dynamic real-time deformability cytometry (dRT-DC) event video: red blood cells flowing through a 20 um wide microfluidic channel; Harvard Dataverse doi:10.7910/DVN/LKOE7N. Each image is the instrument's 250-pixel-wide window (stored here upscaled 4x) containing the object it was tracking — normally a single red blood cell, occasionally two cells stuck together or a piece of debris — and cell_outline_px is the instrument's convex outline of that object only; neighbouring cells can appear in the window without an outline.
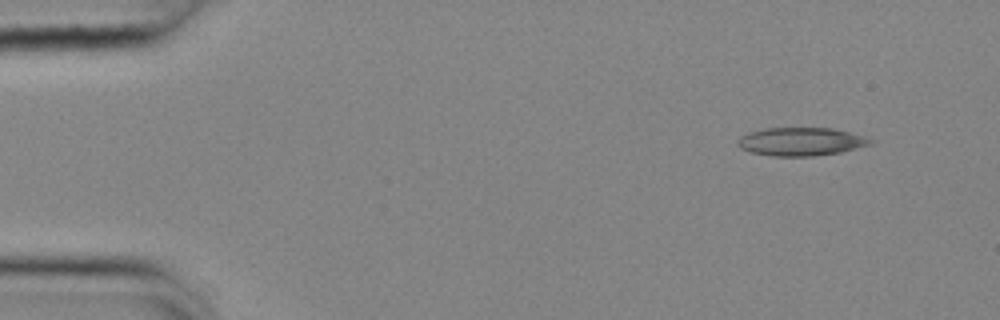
{"species": "common noctule bat (a hibernating species)", "species_latin": "Nyctalus noctula", "temperature_condition": "cold", "stored_images_in_passage": 43, "camera_frame_rate_fps": 3000, "um_per_image_px": 0.085, "animal": {"sex": "female", "body_mass_g": 25.1}, "frame": {"image": 1, "passage_image": 1, "time_ms": 0.0, "image_size_px": [1000, 320], "cell_outline_px": [[876, 140], [872, 144], [840, 152], [812, 156], [772, 156], [748, 152], [740, 148], [736, 144], [736, 140], [740, 136], [748, 132], [764, 128], [832, 128], [864, 136]], "centroid_in_image_um": [68.04, 12.04], "position_along_channel_um": 17.0, "area_um2": 22.02}}
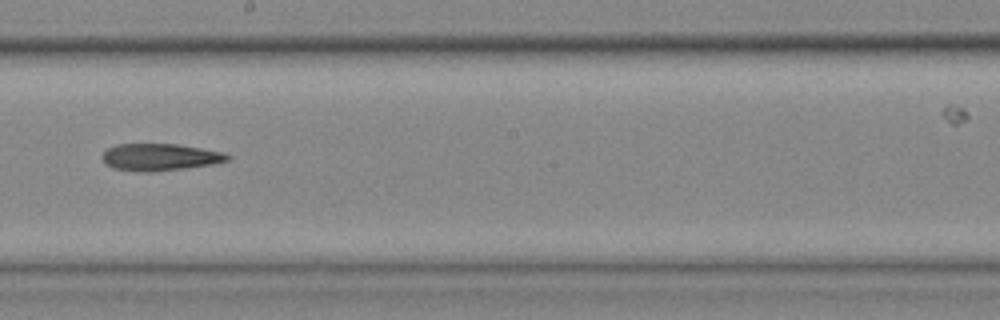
{"frame": {"image": 2, "passage_image": 27, "time_ms": 8.667, "image_size_px": [1000, 320], "cell_outline_px": [[232, 156], [228, 160], [212, 164], [184, 168], [152, 172], [144, 172], [112, 168], [100, 156], [108, 148], [120, 144], [176, 144], [224, 152]], "centroid_in_image_um": [13.61, 13.35], "position_along_channel_um": 234.6, "area_um2": 19.54}}
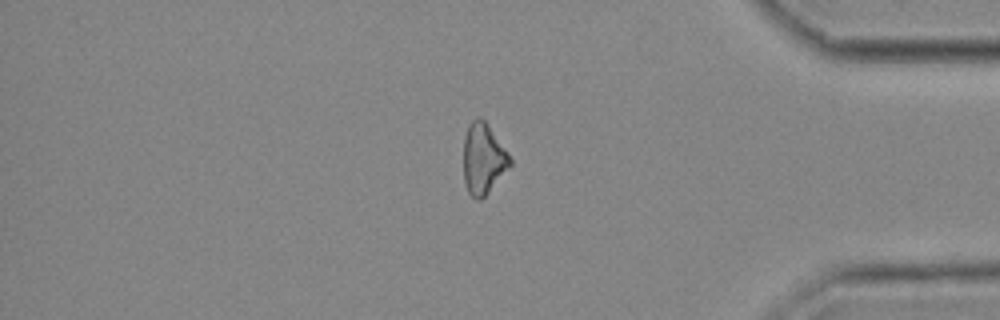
{"frame": {"image": 3, "passage_image": 42, "time_ms": 13.667, "image_size_px": [1000, 320], "cell_outline_px": [[512, 164], [484, 196], [480, 200], [476, 200], [468, 192], [464, 180], [464, 136], [468, 124], [476, 116], [480, 116], [488, 124], [508, 152], [512, 160]], "centroid_in_image_um": [41.07, 13.45], "position_along_channel_um": 394.1, "area_um2": 19.19}}